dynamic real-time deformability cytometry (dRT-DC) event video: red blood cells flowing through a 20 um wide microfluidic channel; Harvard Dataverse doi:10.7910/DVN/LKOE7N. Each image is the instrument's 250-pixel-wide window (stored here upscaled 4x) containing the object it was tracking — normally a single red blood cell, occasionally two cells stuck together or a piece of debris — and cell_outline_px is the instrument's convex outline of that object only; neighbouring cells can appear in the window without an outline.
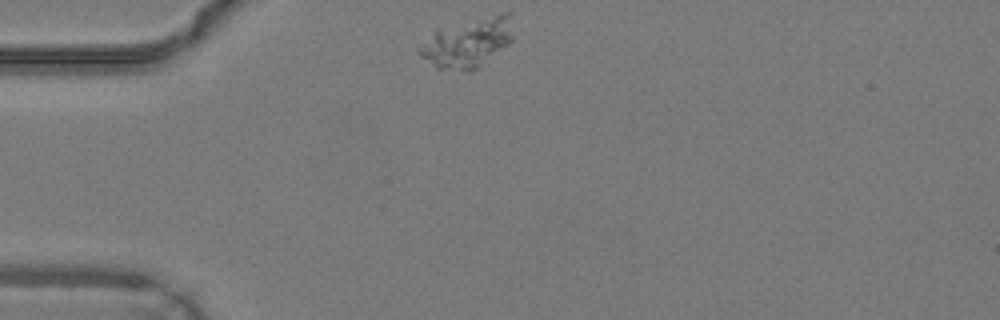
{"species": "common noctule bat (a hibernating species)", "species_latin": "Nyctalus noctula", "temperature_condition": "warm", "stored_images_in_passage": 32, "camera_frame_rate_fps": 3000, "um_per_image_px": 0.085, "animal": {"sex": "male", "body_mass_g": 19.2, "forearm_length_mm": 51.8}, "frame": {"image": 1, "passage_image": 1, "time_ms": 0.0, "image_size_px": [1000, 320], "cell_outline_px": [[512, 40], [508, 44], [476, 68], [464, 72], [436, 68], [420, 56], [416, 52], [416, 48], [436, 28], [504, 12], [512, 12]], "centroid_in_image_um": [39.7, 3.61], "position_along_channel_um": 45.3, "area_um2": 27.11}}
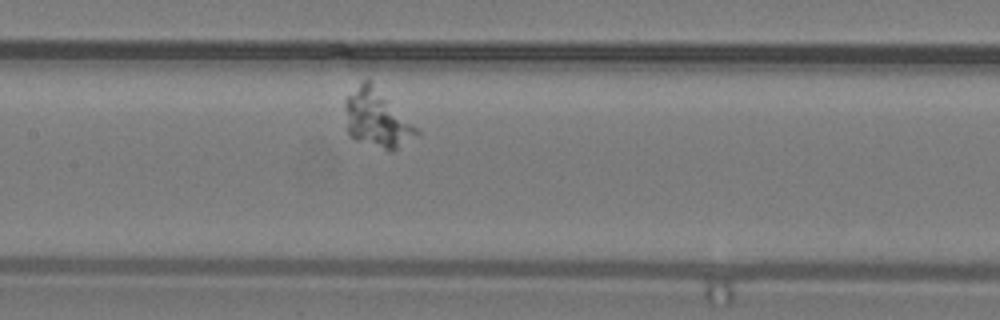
{"frame": {"image": 2, "passage_image": 13, "time_ms": 4.0, "image_size_px": [1000, 320], "cell_outline_px": [[420, 132], [392, 152], [356, 140], [348, 136], [344, 108], [344, 100], [364, 80], [368, 80], [420, 128]], "centroid_in_image_um": [32.04, 10.12], "position_along_channel_um": 175.4, "area_um2": 23.81}}
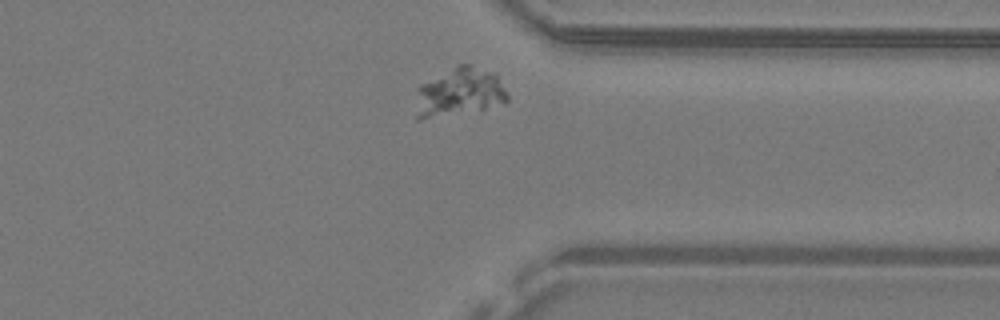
{"frame": {"image": 3, "passage_image": 28, "time_ms": 9.0, "image_size_px": [1000, 320], "cell_outline_px": [[508, 100], [484, 108], [420, 120], [416, 120], [416, 88], [420, 84], [456, 64], [472, 64], [496, 72], [508, 96]], "centroid_in_image_um": [39.0, 7.79], "position_along_channel_um": 372.4, "area_um2": 26.01}}